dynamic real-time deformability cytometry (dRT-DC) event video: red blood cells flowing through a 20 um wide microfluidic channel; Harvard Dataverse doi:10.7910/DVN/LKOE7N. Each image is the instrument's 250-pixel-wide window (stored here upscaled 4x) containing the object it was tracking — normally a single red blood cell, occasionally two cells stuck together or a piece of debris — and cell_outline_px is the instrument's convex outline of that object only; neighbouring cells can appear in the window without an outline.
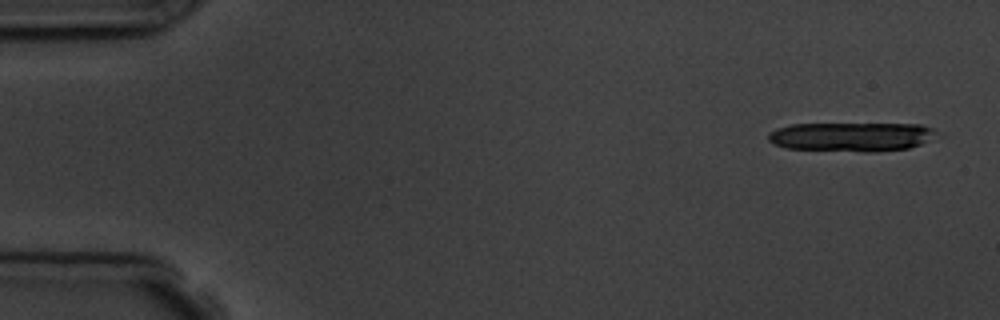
{"species": "common noctule bat (a hibernating species)", "species_latin": "Nyctalus noctula", "temperature_condition": "room temperature", "stored_images_in_passage": 5, "camera_frame_rate_fps": 3000, "um_per_image_px": 0.085, "animal": {"sex": "male", "body_mass_g": 19.5, "forearm_length_mm": 54.6}, "frame": {"image": 1, "passage_image": 1, "time_ms": 0.0, "image_size_px": [1000, 320], "cell_outline_px": [[936, 136], [920, 144], [908, 148], [876, 152], [864, 152], [784, 148], [768, 140], [768, 132], [776, 128], [792, 124], [920, 124], [932, 128], [936, 132]], "centroid_in_image_um": [72.35, 11.63], "position_along_channel_um": 12.7, "area_um2": 28.61}}